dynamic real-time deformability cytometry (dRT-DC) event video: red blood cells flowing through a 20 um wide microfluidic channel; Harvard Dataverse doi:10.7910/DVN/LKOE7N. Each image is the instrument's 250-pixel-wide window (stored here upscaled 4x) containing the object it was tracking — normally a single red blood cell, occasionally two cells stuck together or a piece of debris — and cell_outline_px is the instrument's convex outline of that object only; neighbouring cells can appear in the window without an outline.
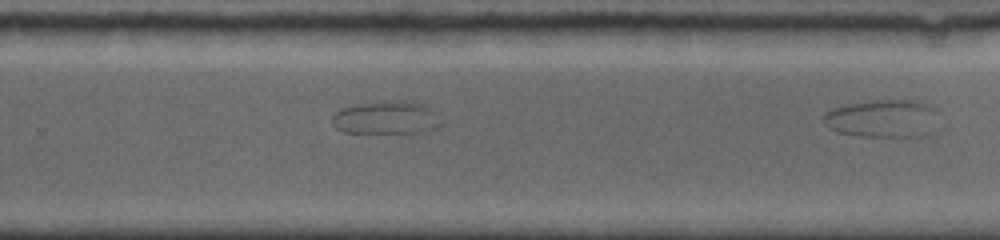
{"species": "common noctule bat (a hibernating species)", "species_latin": "Nyctalus noctula", "temperature_condition": "room temperature", "stored_images_in_passage": 15, "segment_of_instrument_passage": [2, 2], "camera_frame_rate_fps": 5000, "um_per_image_px": 0.085, "animal": {"sex": "female", "body_mass_g": 19.0, "forearm_length_mm": 56.7}, "frame": {"image": 1, "passage_image": 15, "time_ms": 6.8, "image_size_px": [1000, 240], "cell_outline_px": [[936, 108], [928, 132], [924, 136], [860, 136], [836, 132], [828, 128], [824, 124], [824, 112], [832, 108], [844, 104], [872, 100], [912, 100]], "centroid_in_image_um": [74.88, 10.06], "position_along_channel_um": 254.9, "area_um2": 24.97}}